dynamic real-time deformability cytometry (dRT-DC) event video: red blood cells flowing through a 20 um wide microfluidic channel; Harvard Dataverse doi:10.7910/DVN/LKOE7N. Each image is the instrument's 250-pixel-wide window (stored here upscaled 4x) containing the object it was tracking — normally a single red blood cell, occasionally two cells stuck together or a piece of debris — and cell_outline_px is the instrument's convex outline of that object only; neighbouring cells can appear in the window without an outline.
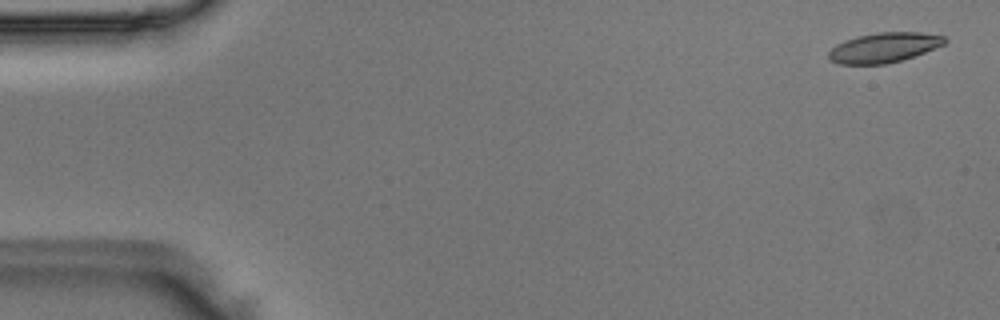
{"species": "Egyptian fruit bat (a non-hibernating species)", "species_latin": "Rousettus aegyptiacus", "temperature_condition": "room temperature", "stored_images_in_passage": 51, "camera_frame_rate_fps": 3000, "um_per_image_px": 0.085, "animal": {"sex": "male"}, "frame": {"image": 1, "passage_image": 2, "time_ms": 0.333, "image_size_px": [1000, 320], "cell_outline_px": [[948, 40], [944, 44], [924, 52], [900, 60], [884, 64], [840, 64], [828, 60], [828, 52], [836, 44], [844, 40], [856, 36], [876, 32], [920, 32], [944, 36]], "centroid_in_image_um": [75.09, 4.03], "position_along_channel_um": 9.9, "area_um2": 20.17}}
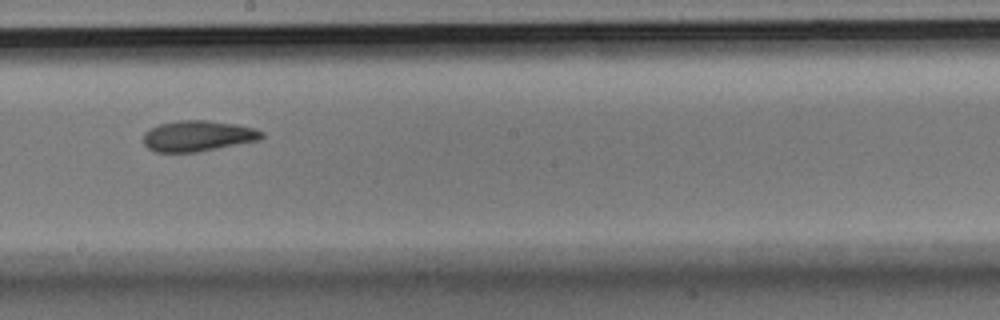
{"frame": {"image": 2, "passage_image": 29, "time_ms": 9.333, "image_size_px": [1000, 320], "cell_outline_px": [[264, 136], [260, 140], [196, 152], [156, 152], [148, 148], [144, 144], [144, 132], [160, 124], [176, 120], [204, 120], [236, 124], [256, 128], [264, 132]], "centroid_in_image_um": [16.84, 11.55], "position_along_channel_um": 231.4, "area_um2": 21.21}}
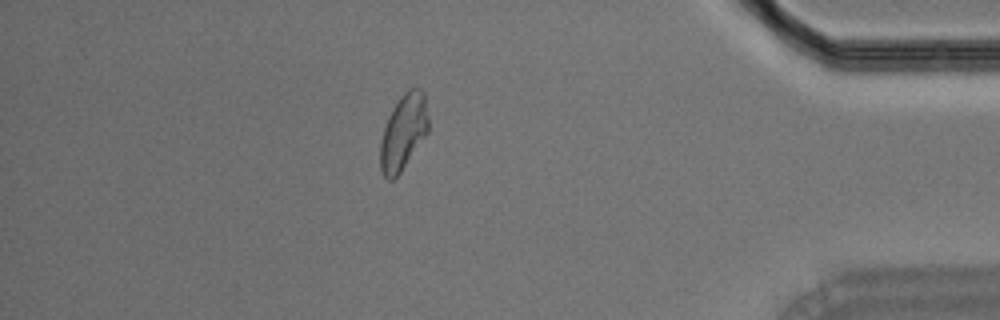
{"frame": {"image": 3, "passage_image": 45, "time_ms": 14.667, "image_size_px": [1000, 320], "cell_outline_px": [[428, 132], [400, 172], [392, 180], [388, 180], [384, 176], [380, 168], [380, 144], [384, 128], [388, 116], [392, 108], [400, 96], [408, 88], [420, 88], [424, 92], [428, 116]], "centroid_in_image_um": [34.28, 11.2], "position_along_channel_um": 400.9, "area_um2": 21.1}}